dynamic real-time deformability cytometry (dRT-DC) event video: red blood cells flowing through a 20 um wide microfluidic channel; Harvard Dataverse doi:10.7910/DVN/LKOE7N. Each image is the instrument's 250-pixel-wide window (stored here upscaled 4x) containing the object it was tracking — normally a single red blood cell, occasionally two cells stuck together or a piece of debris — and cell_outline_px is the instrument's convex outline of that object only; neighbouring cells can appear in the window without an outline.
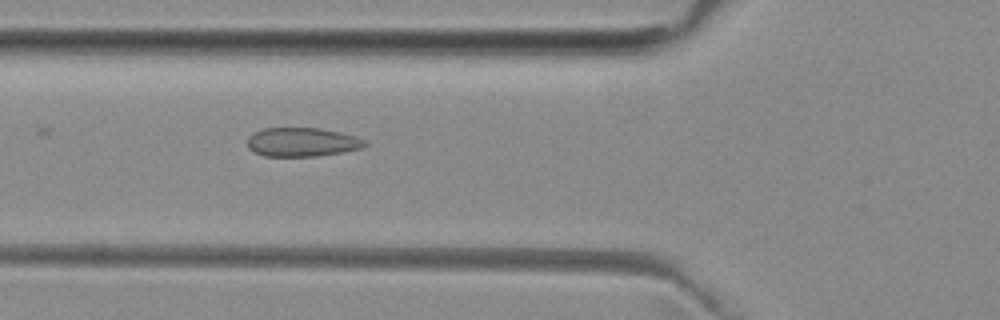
{"species": "common noctule bat (a hibernating species)", "species_latin": "Nyctalus noctula", "temperature_condition": "room temperature", "stored_images_in_passage": 37, "camera_frame_rate_fps": 3000, "um_per_image_px": 0.085, "animal": {"sex": "female", "body_mass_g": 29.2, "forearm_length_mm": 56.3}, "frame": {"image": 1, "passage_image": 3, "time_ms": 0.667, "image_size_px": [1000, 320], "cell_outline_px": [[368, 144], [364, 148], [344, 152], [316, 156], [264, 156], [252, 152], [248, 148], [248, 136], [264, 128], [320, 128], [340, 132], [356, 136], [364, 140]], "centroid_in_image_um": [25.7, 12.08], "position_along_channel_um": 100.1, "area_um2": 19.94}}
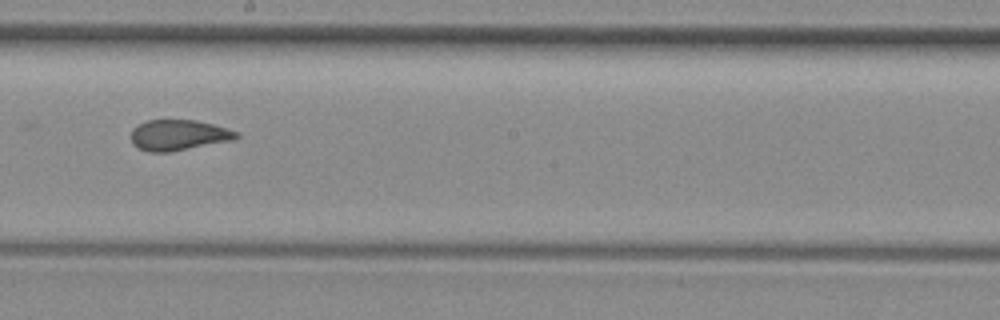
{"frame": {"image": 2, "passage_image": 13, "time_ms": 4.0, "image_size_px": [1000, 320], "cell_outline_px": [[240, 136], [232, 140], [172, 152], [148, 152], [136, 148], [132, 144], [132, 128], [148, 120], [196, 120], [212, 124], [240, 132]], "centroid_in_image_um": [15.17, 11.49], "position_along_channel_um": 233.0, "area_um2": 18.9}}
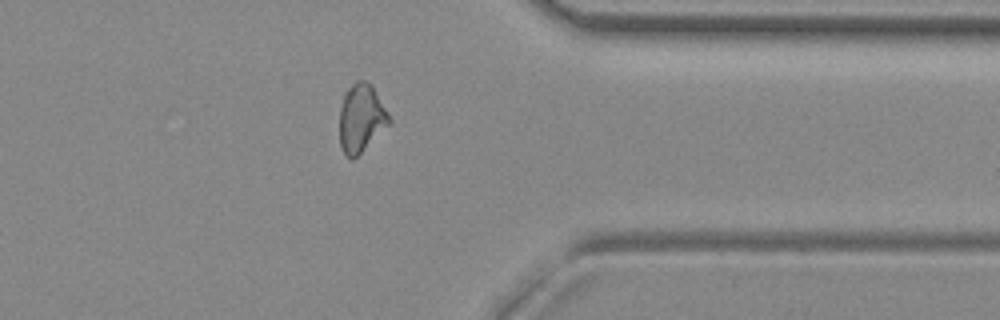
{"frame": {"image": 3, "passage_image": 25, "time_ms": 8.0, "image_size_px": [1000, 320], "cell_outline_px": [[392, 120], [352, 160], [344, 152], [340, 144], [340, 108], [344, 92], [356, 80], [364, 80], [372, 84]], "centroid_in_image_um": [30.68, 9.98], "position_along_channel_um": 380.7, "area_um2": 19.31}}